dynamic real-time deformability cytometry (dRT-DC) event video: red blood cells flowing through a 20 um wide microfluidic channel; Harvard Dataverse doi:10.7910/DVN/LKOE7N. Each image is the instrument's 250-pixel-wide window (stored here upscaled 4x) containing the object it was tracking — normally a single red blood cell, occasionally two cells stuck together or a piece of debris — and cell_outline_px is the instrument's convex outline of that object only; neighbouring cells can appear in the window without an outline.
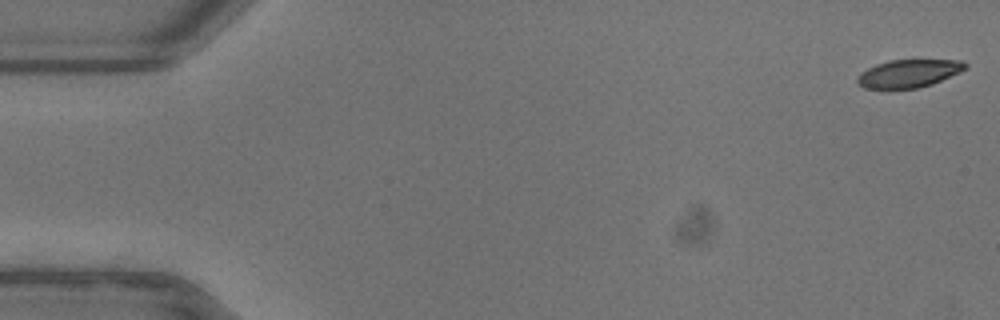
{"species": "common noctule bat (a hibernating species)", "species_latin": "Nyctalus noctula", "temperature_condition": "warm", "stored_images_in_passage": 21, "camera_frame_rate_fps": 3000, "um_per_image_px": 0.085, "animal": {"sex": "female"}, "frame": {"image": 1, "passage_image": 1, "time_ms": 0.0, "image_size_px": [1000, 320], "cell_outline_px": [[968, 68], [960, 72], [932, 84], [916, 88], [864, 88], [856, 80], [856, 76], [860, 72], [876, 64], [888, 60], [964, 60], [968, 64]], "centroid_in_image_um": [77.26, 6.23], "position_along_channel_um": 7.7, "area_um2": 17.57}}
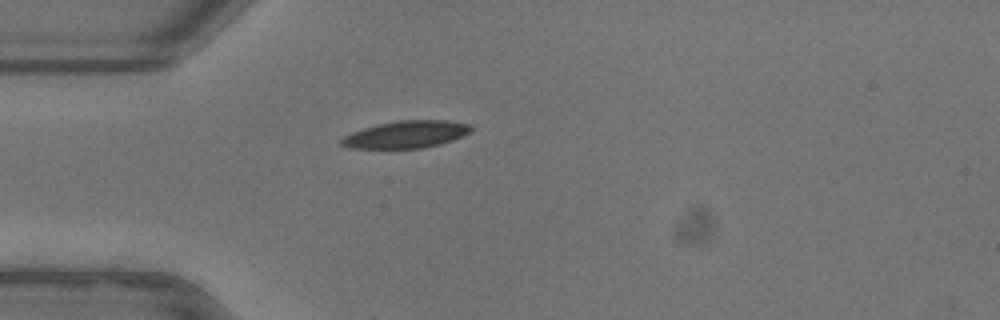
{"frame": {"image": 2, "passage_image": 15, "time_ms": 4.667, "image_size_px": [1000, 320], "cell_outline_px": [[472, 132], [452, 140], [440, 144], [424, 148], [348, 148], [340, 144], [340, 140], [344, 136], [352, 132], [376, 124], [396, 120], [444, 120], [468, 124], [472, 128]], "centroid_in_image_um": [34.51, 11.42], "position_along_channel_um": 50.5, "area_um2": 20.58}}